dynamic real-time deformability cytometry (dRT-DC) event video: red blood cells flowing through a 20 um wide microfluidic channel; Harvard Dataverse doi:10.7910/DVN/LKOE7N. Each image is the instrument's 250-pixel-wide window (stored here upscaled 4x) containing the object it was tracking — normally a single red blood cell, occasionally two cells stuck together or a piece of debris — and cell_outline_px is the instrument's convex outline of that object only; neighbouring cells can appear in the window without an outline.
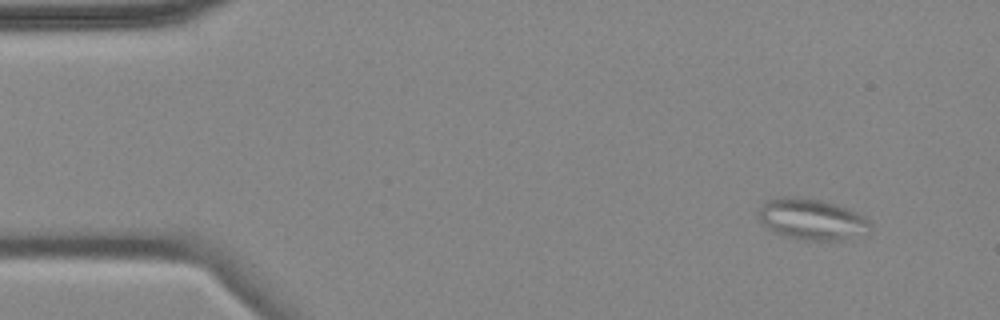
{"species": "common noctule bat (a hibernating species)", "species_latin": "Nyctalus noctula", "temperature_condition": "cold", "stored_images_in_passage": 7, "camera_frame_rate_fps": 3000, "um_per_image_px": 0.085, "animal": {"sex": "female", "body_mass_g": 18.4}, "frame": {"image": 1, "passage_image": 1, "time_ms": 0.0, "image_size_px": [1000, 320], "cell_outline_px": [[872, 228], [840, 240], [804, 240], [788, 236], [776, 232], [768, 228], [760, 220], [760, 208], [764, 200], [780, 196], [788, 196], [820, 200], [848, 208], [864, 216], [872, 224]], "centroid_in_image_um": [68.97, 18.61], "position_along_channel_um": 16.0, "area_um2": 26.18}}
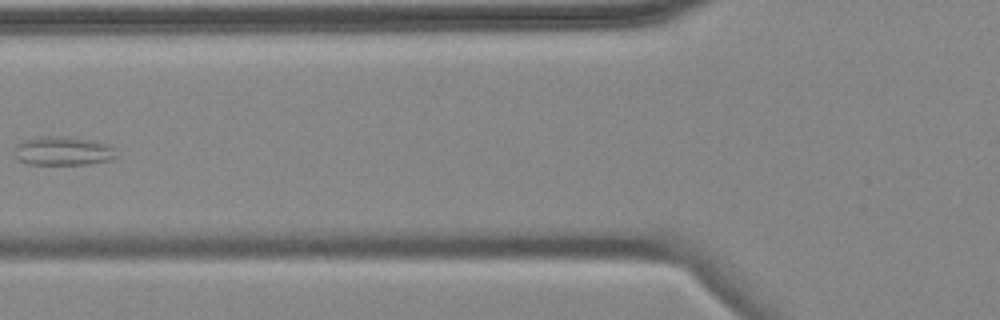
{"frame": {"image": 2, "passage_image": 5, "time_ms": 5.667, "image_size_px": [1000, 320], "cell_outline_px": [[116, 156], [112, 160], [88, 164], [28, 164], [16, 160], [16, 144], [20, 140], [40, 136], [52, 136], [88, 140], [108, 144], [112, 148]], "centroid_in_image_um": [5.29, 12.84], "position_along_channel_um": 120.5, "area_um2": 16.94}}